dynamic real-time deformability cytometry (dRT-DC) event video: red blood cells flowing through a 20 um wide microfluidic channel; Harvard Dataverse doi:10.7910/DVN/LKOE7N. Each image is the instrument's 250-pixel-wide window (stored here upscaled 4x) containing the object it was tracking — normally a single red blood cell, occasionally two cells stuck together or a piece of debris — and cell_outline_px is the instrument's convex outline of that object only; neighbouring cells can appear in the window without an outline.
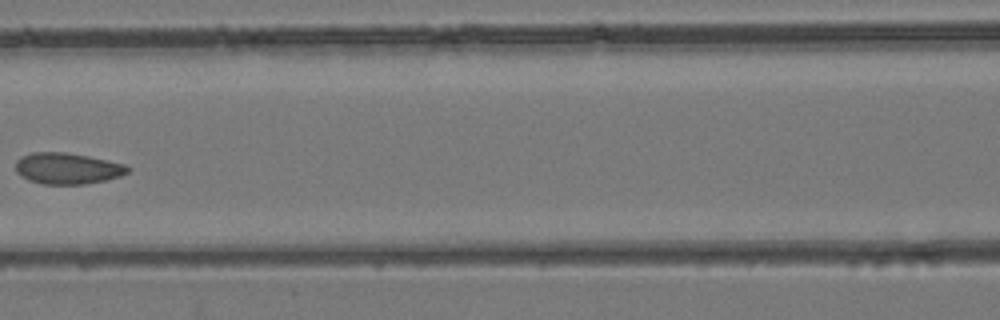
{"species": "common noctule bat (a hibernating species)", "species_latin": "Nyctalus noctula", "temperature_condition": "room temperature", "stored_images_in_passage": 6, "camera_frame_rate_fps": 3000, "um_per_image_px": 0.085, "animal": {"sex": "female", "body_mass_g": 24.6, "forearm_length_mm": 56.2}, "frame": {"image": 1, "passage_image": 6, "time_ms": 5.667, "image_size_px": [1000, 320], "cell_outline_px": [[132, 168], [128, 172], [120, 176], [108, 180], [84, 184], [44, 184], [28, 180], [20, 176], [16, 172], [16, 160], [20, 156], [32, 152], [64, 152], [88, 156], [124, 164]], "centroid_in_image_um": [5.71, 14.32], "position_along_channel_um": 160.9, "area_um2": 20.52}}